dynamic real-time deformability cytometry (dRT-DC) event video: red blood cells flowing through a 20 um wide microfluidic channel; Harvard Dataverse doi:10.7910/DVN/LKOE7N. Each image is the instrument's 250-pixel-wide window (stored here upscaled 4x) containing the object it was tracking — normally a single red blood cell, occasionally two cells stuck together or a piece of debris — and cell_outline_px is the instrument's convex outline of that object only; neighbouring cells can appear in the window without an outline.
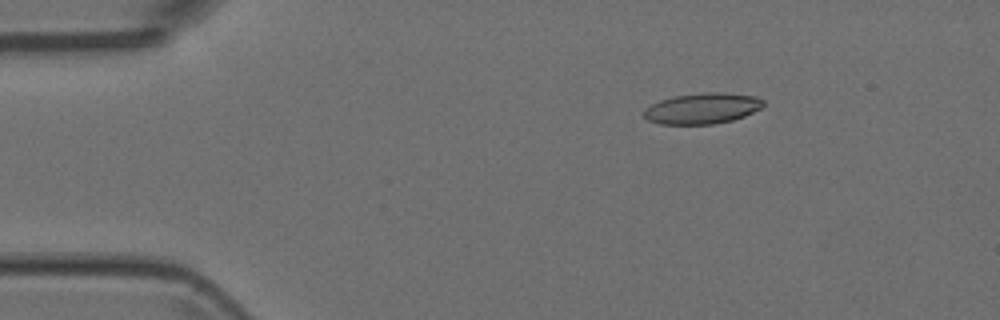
{"species": "Egyptian fruit bat (a non-hibernating species)", "species_latin": "Rousettus aegyptiacus", "temperature_condition": "room temperature", "stored_images_in_passage": 3, "camera_frame_rate_fps": 3000, "um_per_image_px": 0.085, "animal": {"sex": "female"}, "frame": {"image": 1, "passage_image": 1, "time_ms": 0.0, "image_size_px": [1000, 320], "cell_outline_px": [[764, 104], [760, 108], [744, 116], [732, 120], [712, 124], [660, 124], [648, 120], [644, 116], [644, 108], [660, 100], [672, 96], [700, 92], [724, 92], [756, 96], [764, 100]], "centroid_in_image_um": [59.69, 9.2], "position_along_channel_um": 25.3, "area_um2": 21.56}}
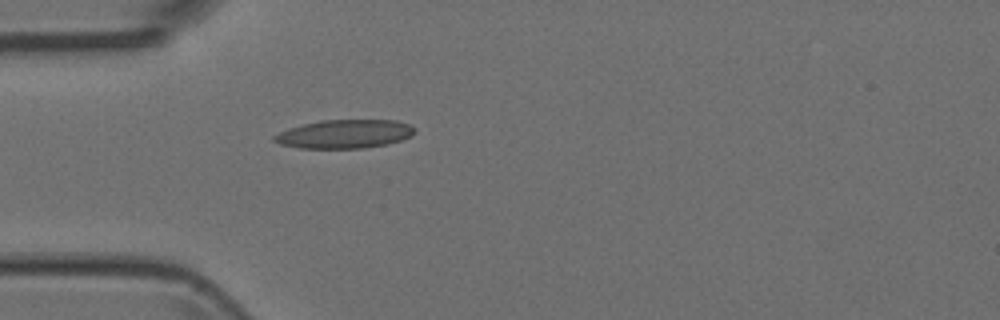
{"frame": {"image": 2, "passage_image": 3, "time_ms": 0.667, "image_size_px": [1000, 320], "cell_outline_px": [[416, 128], [412, 136], [388, 144], [364, 148], [300, 148], [280, 144], [272, 140], [272, 136], [288, 128], [320, 120], [396, 120], [412, 124]], "centroid_in_image_um": [29.31, 11.38], "position_along_channel_um": 55.7, "area_um2": 23.58}}